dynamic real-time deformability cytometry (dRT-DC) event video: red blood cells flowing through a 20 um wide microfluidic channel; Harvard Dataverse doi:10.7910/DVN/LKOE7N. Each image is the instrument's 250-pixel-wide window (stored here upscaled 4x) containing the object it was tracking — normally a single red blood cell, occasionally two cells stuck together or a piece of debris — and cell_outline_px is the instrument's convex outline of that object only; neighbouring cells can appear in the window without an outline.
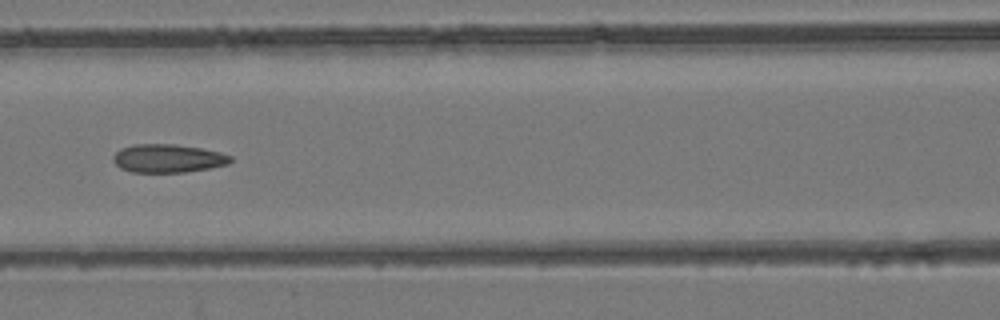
{"species": "common noctule bat (a hibernating species)", "species_latin": "Nyctalus noctula", "temperature_condition": "room temperature", "stored_images_in_passage": 6, "camera_frame_rate_fps": 3000, "um_per_image_px": 0.085, "animal": {"sex": "female", "body_mass_g": 24.6, "forearm_length_mm": 56.2}, "frame": {"image": 1, "passage_image": 6, "time_ms": 6.667, "image_size_px": [1000, 320], "cell_outline_px": [[232, 160], [228, 164], [208, 168], [184, 172], [132, 172], [120, 168], [112, 160], [112, 156], [120, 148], [136, 144], [172, 144], [200, 148], [220, 152], [232, 156]], "centroid_in_image_um": [14.25, 13.46], "position_along_channel_um": 152.4, "area_um2": 19.31}}